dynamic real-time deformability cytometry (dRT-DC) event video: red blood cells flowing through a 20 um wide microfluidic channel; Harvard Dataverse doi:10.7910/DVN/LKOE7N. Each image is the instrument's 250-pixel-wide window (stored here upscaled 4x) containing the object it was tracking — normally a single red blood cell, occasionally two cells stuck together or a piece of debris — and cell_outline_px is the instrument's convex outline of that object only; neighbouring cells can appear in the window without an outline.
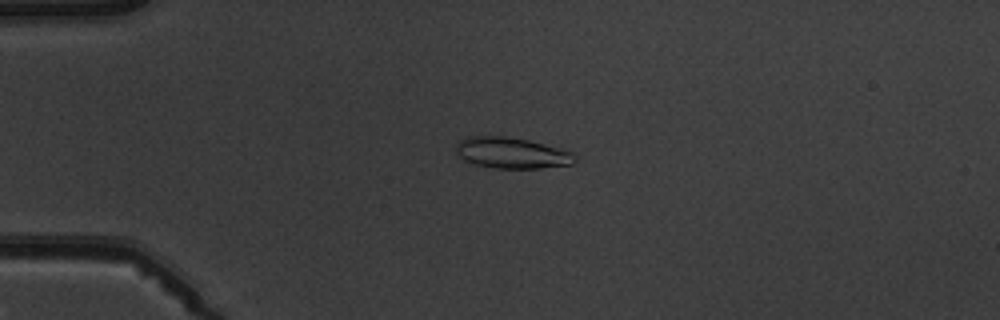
{"species": "common noctule bat (a hibernating species)", "species_latin": "Nyctalus noctula", "temperature_condition": "warm", "stored_images_in_passage": 6, "camera_frame_rate_fps": 3000, "um_per_image_px": 0.085, "animal": {"sex": "male", "body_mass_g": 19.5, "forearm_length_mm": 54.6}, "frame": {"image": 1, "passage_image": 4, "time_ms": 4.333, "image_size_px": [1000, 320], "cell_outline_px": [[576, 160], [572, 164], [540, 168], [496, 168], [476, 164], [464, 160], [456, 152], [456, 144], [460, 140], [468, 136], [504, 136], [528, 140], [560, 148], [572, 152], [576, 156]], "centroid_in_image_um": [43.5, 12.99], "position_along_channel_um": 41.5, "area_um2": 21.39}}